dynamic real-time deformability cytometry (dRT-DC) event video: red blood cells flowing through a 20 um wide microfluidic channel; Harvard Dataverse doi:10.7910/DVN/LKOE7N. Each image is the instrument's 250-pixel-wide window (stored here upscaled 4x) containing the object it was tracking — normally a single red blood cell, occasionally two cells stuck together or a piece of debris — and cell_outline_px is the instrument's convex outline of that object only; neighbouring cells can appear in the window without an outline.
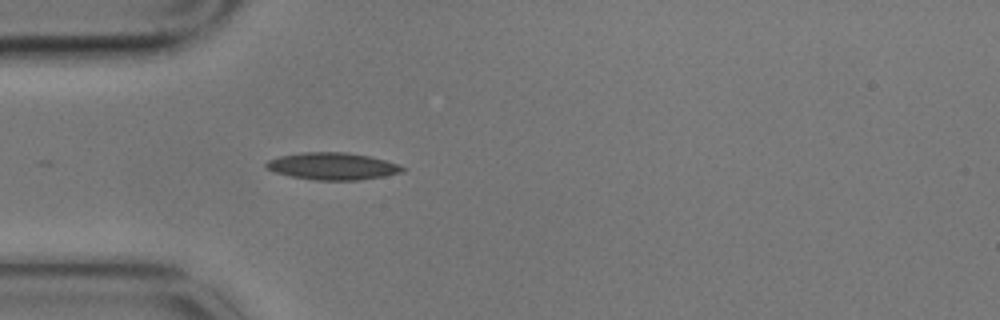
{"species": "common noctule bat (a hibernating species)", "species_latin": "Nyctalus noctula", "temperature_condition": "cold", "stored_images_in_passage": 4, "camera_frame_rate_fps": 3000, "um_per_image_px": 0.085, "animal": {"sex": "male", "body_mass_g": 17.9}, "frame": {"image": 1, "passage_image": 4, "time_ms": 1.0, "image_size_px": [1000, 320], "cell_outline_px": [[408, 168], [404, 172], [384, 176], [360, 180], [316, 180], [288, 176], [264, 168], [264, 164], [268, 160], [280, 156], [304, 152], [348, 152], [368, 156], [384, 160]], "centroid_in_image_um": [28.26, 14.13], "position_along_channel_um": 56.7, "area_um2": 21.62}}